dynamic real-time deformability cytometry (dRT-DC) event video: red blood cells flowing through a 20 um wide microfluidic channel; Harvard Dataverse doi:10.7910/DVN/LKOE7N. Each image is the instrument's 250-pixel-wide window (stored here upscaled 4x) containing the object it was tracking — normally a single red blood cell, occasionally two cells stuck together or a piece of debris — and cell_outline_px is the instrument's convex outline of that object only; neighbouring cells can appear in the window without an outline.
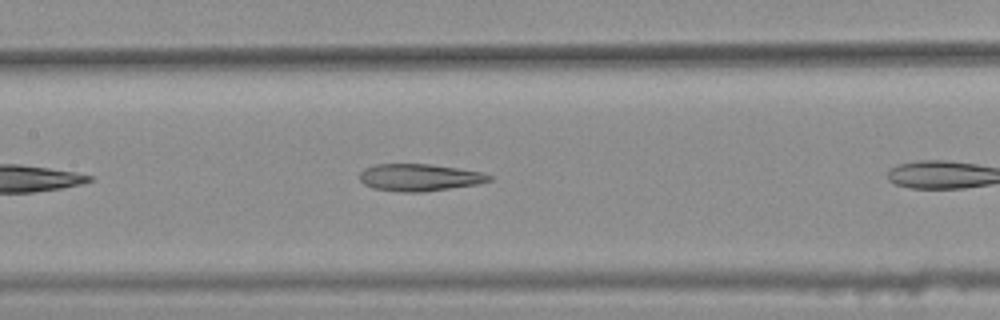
{"species": "common noctule bat (a hibernating species)", "species_latin": "Nyctalus noctula", "temperature_condition": "warm", "stored_images_in_passage": 17, "camera_frame_rate_fps": 3000, "um_per_image_px": 0.085, "animal": {"sex": "female", "body_mass_g": 25.1}, "frame": {"image": 1, "passage_image": 12, "time_ms": 3.667, "image_size_px": [1000, 320], "cell_outline_px": [[492, 180], [476, 184], [424, 192], [400, 192], [372, 188], [364, 184], [360, 180], [360, 172], [364, 168], [376, 164], [428, 164], [456, 168], [480, 172], [492, 176]], "centroid_in_image_um": [35.61, 15.09], "position_along_channel_um": 171.8, "area_um2": 20.35}}
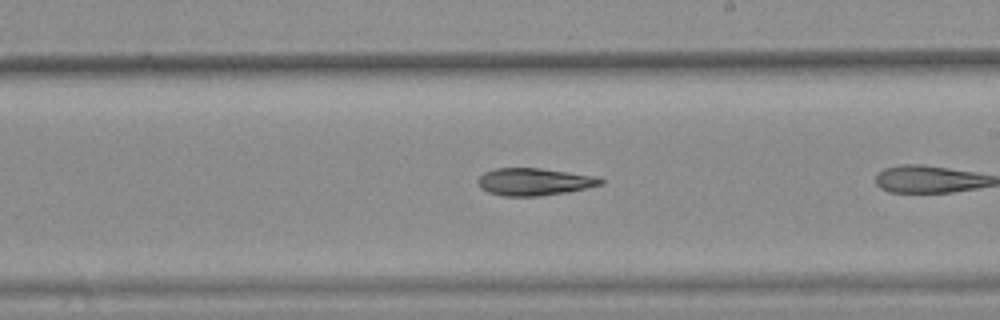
{"frame": {"image": 2, "passage_image": 15, "time_ms": 4.667, "image_size_px": [1000, 320], "cell_outline_px": [[604, 184], [568, 192], [540, 196], [504, 196], [488, 192], [480, 188], [476, 180], [484, 172], [496, 168], [540, 168], [600, 176], [604, 180]], "centroid_in_image_um": [45.44, 15.45], "position_along_channel_um": 243.6, "area_um2": 19.83}}